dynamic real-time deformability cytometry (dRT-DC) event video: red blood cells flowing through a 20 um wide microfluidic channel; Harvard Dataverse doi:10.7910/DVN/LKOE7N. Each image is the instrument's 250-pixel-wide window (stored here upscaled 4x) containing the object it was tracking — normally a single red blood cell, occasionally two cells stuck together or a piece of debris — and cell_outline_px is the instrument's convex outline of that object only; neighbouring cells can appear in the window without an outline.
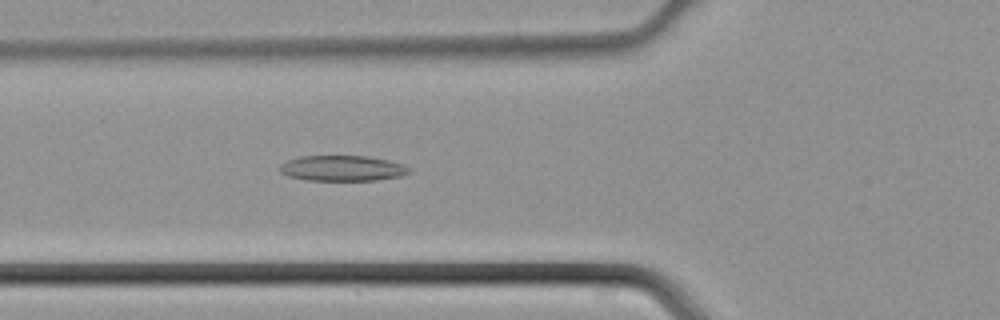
{"species": "common noctule bat (a hibernating species)", "species_latin": "Nyctalus noctula", "temperature_condition": "cold", "stored_images_in_passage": 40, "camera_frame_rate_fps": 3000, "um_per_image_px": 0.085, "animal": {"sex": "male", "body_mass_g": 21.5, "forearm_length_mm": 52.0}, "frame": {"image": 1, "passage_image": 15, "time_ms": 4.667, "image_size_px": [1000, 320], "cell_outline_px": [[412, 172], [400, 176], [376, 180], [308, 180], [288, 176], [280, 172], [280, 164], [288, 160], [300, 156], [368, 156], [388, 160], [404, 164], [412, 168]], "centroid_in_image_um": [29.14, 14.3], "position_along_channel_um": 96.7, "area_um2": 19.31}}
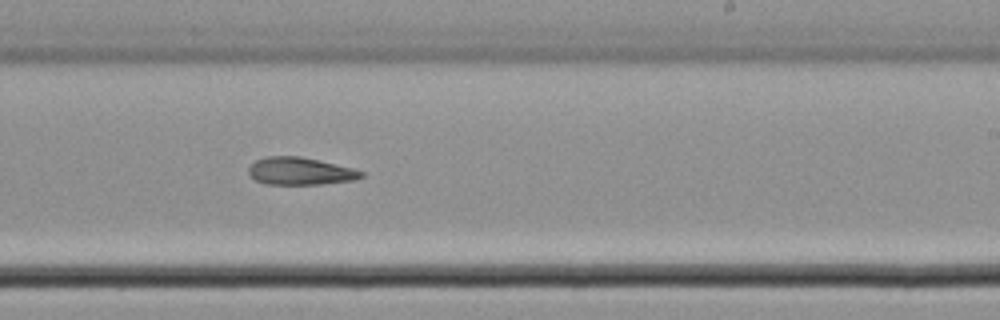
{"frame": {"image": 2, "passage_image": 26, "time_ms": 8.333, "image_size_px": [1000, 320], "cell_outline_px": [[364, 176], [352, 180], [320, 184], [264, 184], [256, 180], [248, 172], [248, 168], [256, 160], [268, 156], [300, 156], [352, 168], [364, 172]], "centroid_in_image_um": [25.5, 14.55], "position_along_channel_um": 263.5, "area_um2": 17.8}}
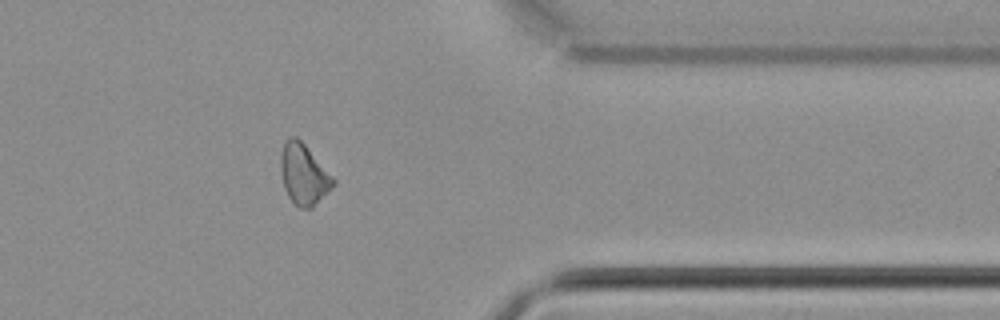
{"frame": {"image": 3, "passage_image": 35, "time_ms": 11.333, "image_size_px": [1000, 320], "cell_outline_px": [[336, 184], [312, 208], [300, 208], [288, 196], [284, 188], [280, 168], [280, 156], [284, 144], [288, 136], [296, 136], [304, 144], [336, 180]], "centroid_in_image_um": [25.81, 14.82], "position_along_channel_um": 385.6, "area_um2": 18.44}}